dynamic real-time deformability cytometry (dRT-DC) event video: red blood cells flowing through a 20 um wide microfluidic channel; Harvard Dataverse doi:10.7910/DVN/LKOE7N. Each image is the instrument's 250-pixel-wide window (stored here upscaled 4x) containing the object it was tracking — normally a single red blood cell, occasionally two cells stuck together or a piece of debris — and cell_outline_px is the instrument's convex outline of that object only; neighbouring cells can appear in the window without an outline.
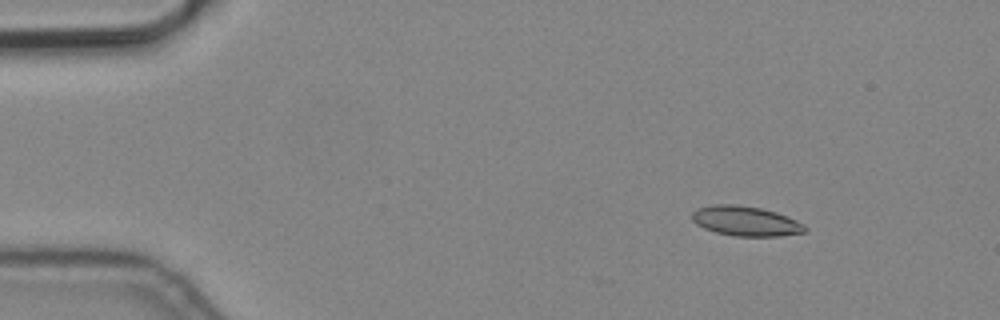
{"species": "common noctule bat (a hibernating species)", "species_latin": "Nyctalus noctula", "temperature_condition": "cold", "stored_images_in_passage": 5, "camera_frame_rate_fps": 3000, "um_per_image_px": 0.085, "animal": {"sex": "male", "body_mass_g": 19.2, "forearm_length_mm": 51.8}, "frame": {"image": 1, "passage_image": 2, "time_ms": 0.333, "image_size_px": [1000, 320], "cell_outline_px": [[808, 228], [804, 232], [780, 236], [736, 236], [716, 232], [704, 228], [696, 224], [692, 220], [692, 212], [696, 208], [712, 204], [736, 204], [760, 208], [776, 212], [796, 220], [804, 224]], "centroid_in_image_um": [63.36, 18.78], "position_along_channel_um": 21.6, "area_um2": 19.65}}
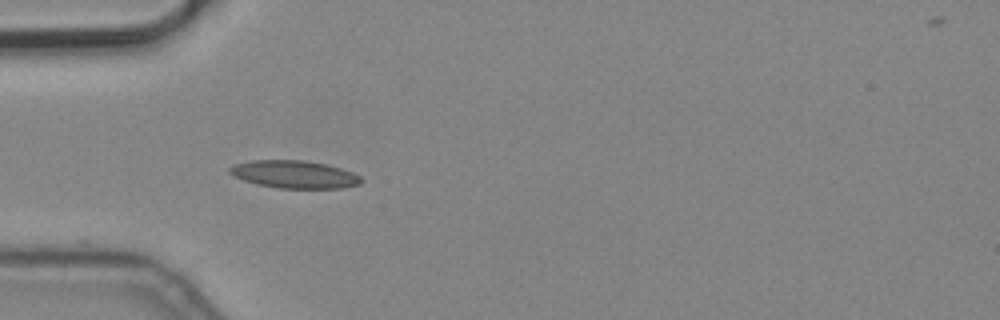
{"frame": {"image": 2, "passage_image": 4, "time_ms": 1.0, "image_size_px": [1000, 320], "cell_outline_px": [[364, 180], [360, 184], [340, 188], [276, 188], [256, 184], [232, 176], [228, 172], [228, 168], [236, 164], [252, 160], [304, 160], [324, 164], [340, 168], [352, 172], [360, 176]], "centroid_in_image_um": [25.0, 14.82], "position_along_channel_um": 60.0, "area_um2": 21.21}}